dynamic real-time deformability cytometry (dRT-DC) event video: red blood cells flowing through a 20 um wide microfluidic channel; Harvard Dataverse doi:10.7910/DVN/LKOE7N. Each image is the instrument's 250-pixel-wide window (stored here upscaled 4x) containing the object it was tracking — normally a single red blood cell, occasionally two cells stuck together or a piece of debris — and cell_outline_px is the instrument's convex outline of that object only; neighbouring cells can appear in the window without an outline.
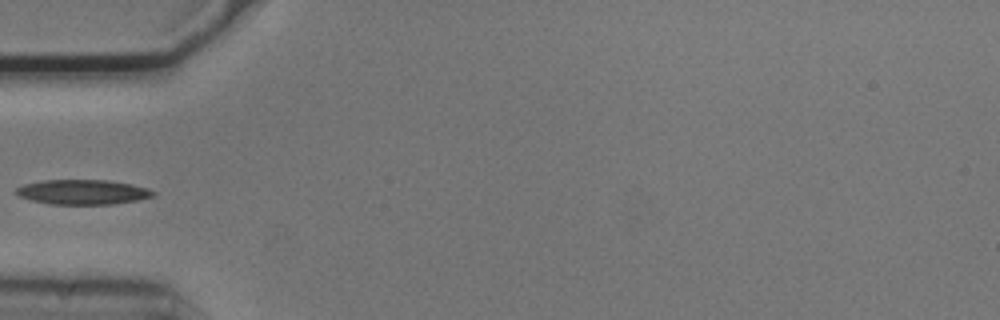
{"species": "common noctule bat (a hibernating species)", "species_latin": "Nyctalus noctula", "temperature_condition": "cold", "stored_images_in_passage": 37, "camera_frame_rate_fps": 3000, "um_per_image_px": 0.085, "animal": {"sex": "male", "body_mass_g": 20.5, "forearm_length_mm": 52.5}, "frame": {"image": 1, "passage_image": 1, "time_ms": 0.0, "image_size_px": [1000, 320], "cell_outline_px": [[156, 196], [116, 204], [52, 204], [32, 200], [16, 196], [16, 188], [24, 184], [44, 180], [108, 180], [132, 184], [156, 192]], "centroid_in_image_um": [7.03, 16.32], "position_along_channel_um": 78.0, "area_um2": 19.77}}
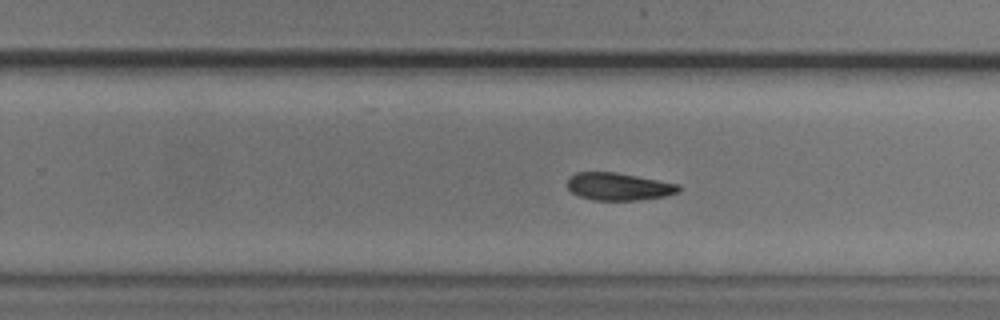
{"frame": {"image": 2, "passage_image": 17, "time_ms": 5.333, "image_size_px": [1000, 320], "cell_outline_px": [[680, 192], [664, 196], [636, 200], [592, 200], [580, 196], [572, 192], [568, 188], [568, 176], [576, 172], [616, 172], [680, 184]], "centroid_in_image_um": [52.58, 15.85], "position_along_channel_um": 277.2, "area_um2": 17.86}}
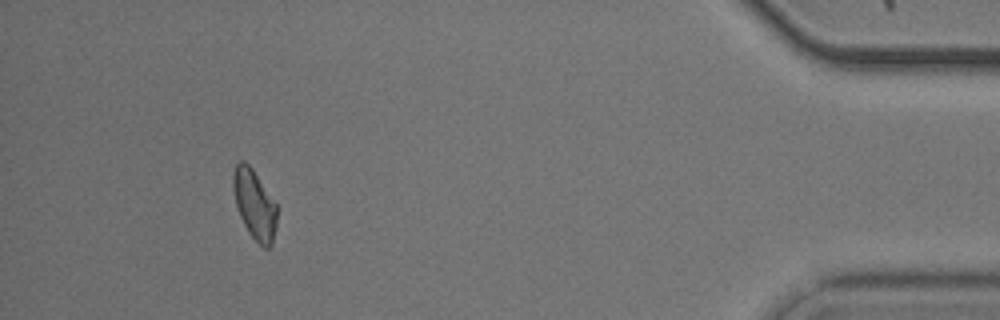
{"frame": {"image": 3, "passage_image": 33, "time_ms": 10.667, "image_size_px": [1000, 320], "cell_outline_px": [[276, 228], [272, 244], [268, 248], [264, 248], [248, 232], [240, 216], [236, 204], [232, 188], [232, 172], [236, 164], [240, 160], [244, 160], [252, 168], [276, 204]], "centroid_in_image_um": [21.61, 17.35], "position_along_channel_um": 413.6, "area_um2": 17.63}}